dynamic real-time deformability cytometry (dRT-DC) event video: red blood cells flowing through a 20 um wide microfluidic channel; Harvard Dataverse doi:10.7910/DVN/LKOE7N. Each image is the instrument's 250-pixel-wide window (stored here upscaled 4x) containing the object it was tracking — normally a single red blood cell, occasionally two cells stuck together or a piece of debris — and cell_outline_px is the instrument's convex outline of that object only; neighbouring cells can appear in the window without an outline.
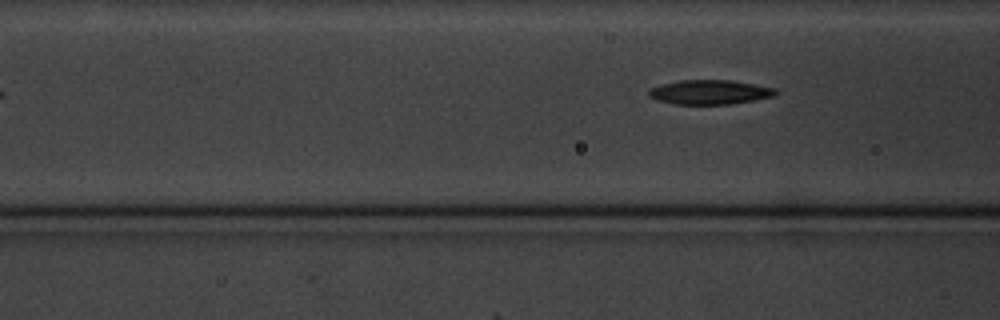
{"species": "common noctule bat (a hibernating species)", "species_latin": "Nyctalus noctula", "temperature_condition": "cold", "stored_images_in_passage": 3, "camera_frame_rate_fps": 3000, "um_per_image_px": 0.085, "animal": {"sex": "male", "body_mass_g": 20.1, "forearm_length_mm": 53.5}, "frame": {"image": 1, "passage_image": 3, "time_ms": 3.333, "image_size_px": [1000, 320], "cell_outline_px": [[780, 92], [776, 96], [732, 104], [672, 104], [656, 100], [648, 96], [648, 92], [652, 88], [660, 84], [680, 80], [732, 80], [776, 88]], "centroid_in_image_um": [60.36, 7.83], "position_along_channel_um": 106.2, "area_um2": 18.26}}